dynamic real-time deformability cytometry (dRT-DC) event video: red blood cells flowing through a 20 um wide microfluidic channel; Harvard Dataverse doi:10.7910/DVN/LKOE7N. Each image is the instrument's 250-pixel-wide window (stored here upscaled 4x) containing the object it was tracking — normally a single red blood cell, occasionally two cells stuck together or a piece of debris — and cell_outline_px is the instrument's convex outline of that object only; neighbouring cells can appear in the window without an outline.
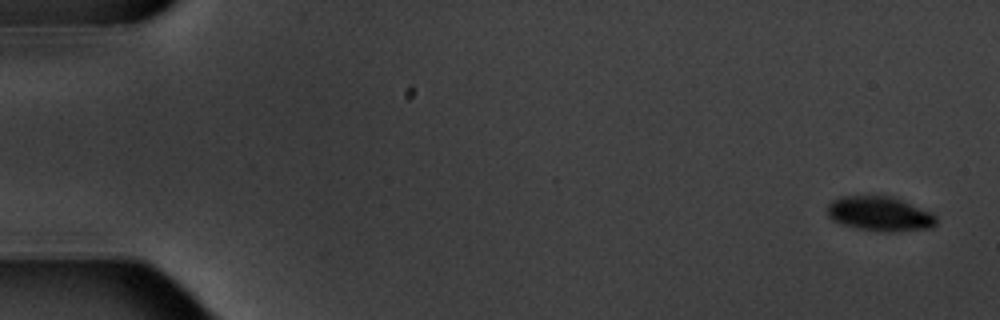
{"species": "common noctule bat (a hibernating species)", "species_latin": "Nyctalus noctula", "temperature_condition": "warm", "stored_images_in_passage": 6, "camera_frame_rate_fps": 3000, "um_per_image_px": 0.085, "animal": {"sex": "male", "body_mass_g": 20.1, "forearm_length_mm": 53.5}, "frame": {"image": 1, "passage_image": 1, "time_ms": 0.0, "image_size_px": [1000, 320], "cell_outline_px": [[936, 224], [932, 228], [896, 232], [884, 232], [856, 228], [840, 224], [832, 220], [828, 216], [828, 204], [832, 200], [840, 196], [892, 196], [932, 212], [936, 216]], "centroid_in_image_um": [74.79, 18.18], "position_along_channel_um": 10.2, "area_um2": 22.2}}
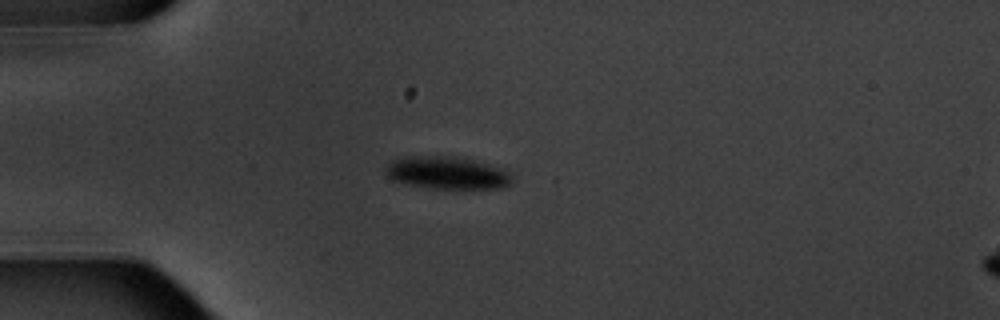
{"frame": {"image": 2, "passage_image": 5, "time_ms": 4.667, "image_size_px": [1000, 320], "cell_outline_px": [[512, 184], [500, 188], [432, 188], [408, 184], [392, 180], [388, 176], [384, 168], [392, 160], [404, 156], [460, 156], [488, 164], [508, 172], [512, 176]], "centroid_in_image_um": [37.98, 14.68], "position_along_channel_um": 47.0, "area_um2": 23.93}}